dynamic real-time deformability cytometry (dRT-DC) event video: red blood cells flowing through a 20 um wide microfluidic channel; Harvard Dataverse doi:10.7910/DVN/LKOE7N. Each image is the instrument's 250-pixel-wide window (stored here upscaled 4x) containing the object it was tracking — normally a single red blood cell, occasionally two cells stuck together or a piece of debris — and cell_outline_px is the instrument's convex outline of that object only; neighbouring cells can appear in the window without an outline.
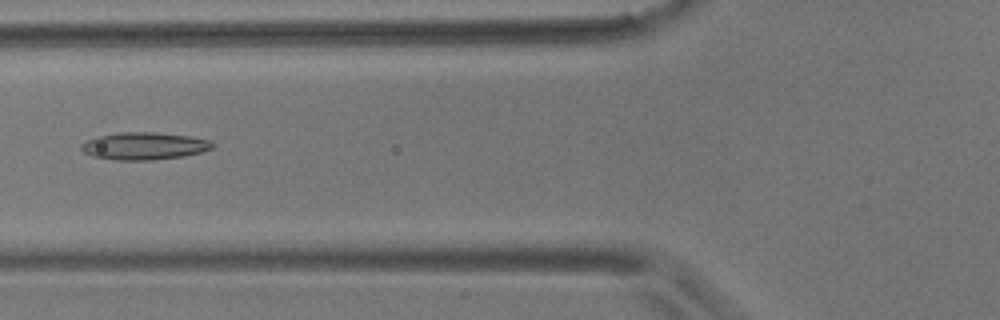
{"species": "common noctule bat (a hibernating species)", "species_latin": "Nyctalus noctula", "temperature_condition": "room temperature", "stored_images_in_passage": 7, "camera_frame_rate_fps": 3000, "um_per_image_px": 0.085, "animal": {"sex": "male", "body_mass_g": 17.9}, "frame": {"image": 1, "passage_image": 7, "time_ms": 7.0, "image_size_px": [1000, 320], "cell_outline_px": [[216, 144], [212, 148], [200, 152], [184, 156], [152, 160], [116, 160], [92, 156], [84, 152], [80, 148], [80, 144], [88, 140], [100, 136], [120, 132], [156, 132], [188, 136], [208, 140]], "centroid_in_image_um": [12.25, 12.41], "position_along_channel_um": 113.6, "area_um2": 20.81}}